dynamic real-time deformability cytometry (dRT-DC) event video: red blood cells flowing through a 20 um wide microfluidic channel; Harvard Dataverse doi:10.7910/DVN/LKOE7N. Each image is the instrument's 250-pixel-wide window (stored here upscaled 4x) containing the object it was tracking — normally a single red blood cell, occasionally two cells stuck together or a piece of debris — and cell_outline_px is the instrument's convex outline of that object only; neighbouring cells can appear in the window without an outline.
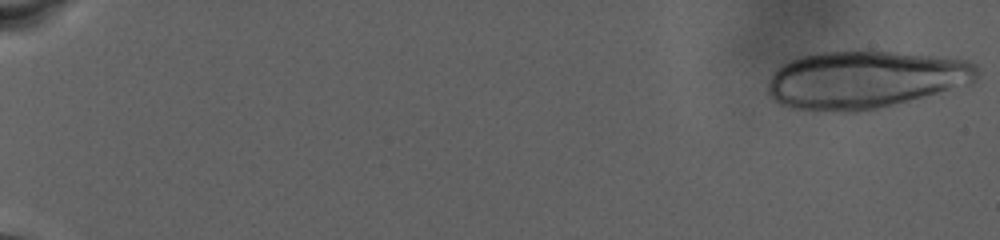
{"species": "human", "species_latin": "Homo sapiens", "temperature_condition": "warm", "stored_images_in_passage": 33, "camera_frame_rate_fps": 3000, "um_per_image_px": 0.085, "donor": {"sex": "male"}, "frame": {"image": 1, "passage_image": 1, "time_ms": 0.0, "image_size_px": [1000, 240], "cell_outline_px": [[980, 72], [976, 80], [972, 84], [876, 108], [856, 112], [812, 112], [792, 108], [780, 104], [768, 96], [768, 80], [784, 64], [800, 56], [820, 52], [856, 48], [860, 48], [968, 60], [976, 64]], "centroid_in_image_um": [73.51, 6.75], "position_along_channel_um": 11.5, "area_um2": 71.27}}